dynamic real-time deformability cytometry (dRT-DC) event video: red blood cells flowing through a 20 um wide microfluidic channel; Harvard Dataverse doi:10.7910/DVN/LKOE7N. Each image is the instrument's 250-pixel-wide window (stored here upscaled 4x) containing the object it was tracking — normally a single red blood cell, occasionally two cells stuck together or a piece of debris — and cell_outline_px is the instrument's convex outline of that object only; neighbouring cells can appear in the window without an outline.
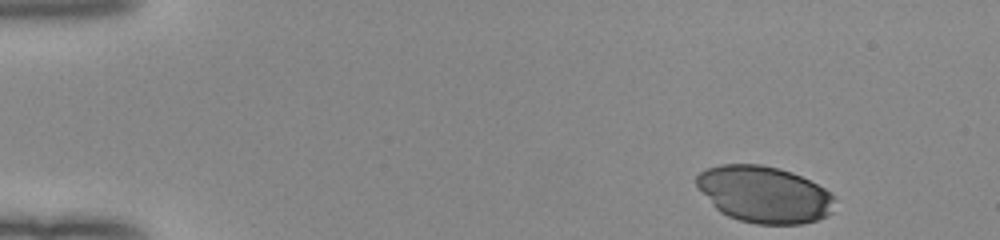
{"species": "human", "species_latin": "Homo sapiens", "temperature_condition": "room temperature", "stored_images_in_passage": 40, "camera_frame_rate_fps": 3000, "um_per_image_px": 0.085, "donor": {"sex": "female"}, "frame": {"image": 1, "passage_image": 1, "time_ms": 0.0, "image_size_px": [1000, 240], "cell_outline_px": [[836, 200], [832, 212], [828, 216], [816, 220], [800, 224], [756, 224], [740, 220], [728, 216], [720, 212], [712, 204], [696, 184], [696, 176], [700, 172], [708, 168], [720, 164], [760, 164], [780, 168], [792, 172], [824, 188]], "centroid_in_image_um": [64.96, 16.52], "position_along_channel_um": 20.0, "area_um2": 45.49}}
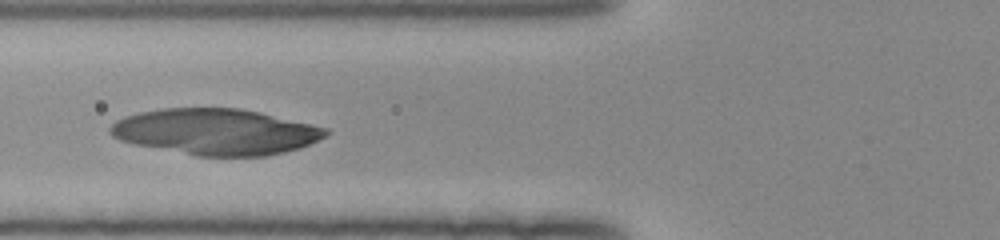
{"frame": {"image": 2, "passage_image": 16, "time_ms": 5.0, "image_size_px": [1000, 240], "cell_outline_px": [[332, 132], [300, 148], [284, 152], [264, 156], [196, 156], [132, 144], [120, 140], [112, 136], [108, 132], [108, 128], [116, 120], [124, 116], [140, 112], [160, 108], [240, 108], [260, 112], [328, 128]], "centroid_in_image_um": [18.3, 11.2], "position_along_channel_um": 107.5, "area_um2": 58.03}}
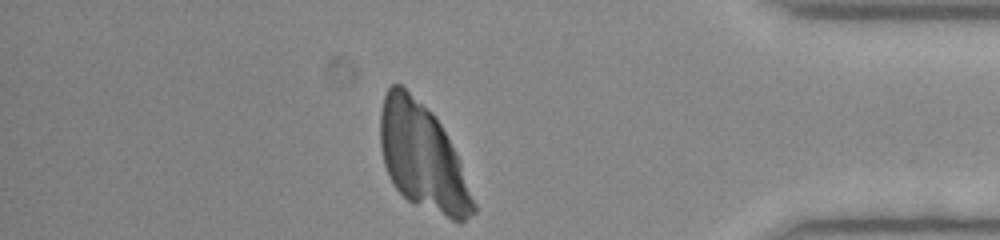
{"frame": {"image": 3, "passage_image": 40, "time_ms": 13.0, "image_size_px": [1000, 240], "cell_outline_px": [[476, 212], [464, 220], [452, 220], [412, 204], [392, 184], [388, 176], [384, 164], [380, 148], [380, 112], [384, 96], [388, 88], [392, 84], [400, 84], [432, 112], [440, 124], [460, 164], [476, 204]], "centroid_in_image_um": [35.87, 13.38], "position_along_channel_um": 399.3, "area_um2": 57.16}}